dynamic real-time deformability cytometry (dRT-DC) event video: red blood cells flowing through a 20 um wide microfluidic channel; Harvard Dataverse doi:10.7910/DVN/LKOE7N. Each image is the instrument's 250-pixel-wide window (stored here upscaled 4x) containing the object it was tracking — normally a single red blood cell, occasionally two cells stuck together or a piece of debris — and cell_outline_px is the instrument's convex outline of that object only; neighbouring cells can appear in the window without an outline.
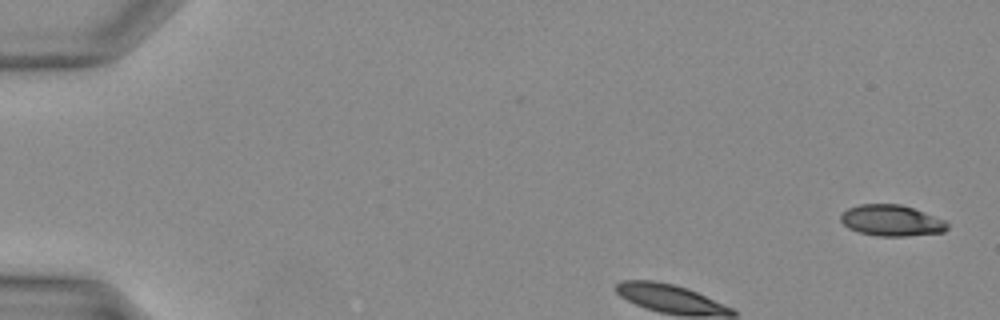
{"species": "Egyptian fruit bat (a non-hibernating species)", "species_latin": "Rousettus aegyptiacus", "temperature_condition": "warm", "stored_images_in_passage": 19, "camera_frame_rate_fps": 3000, "um_per_image_px": 0.085, "animal": {"sex": "female"}, "frame": {"image": 1, "passage_image": 1, "time_ms": 0.0, "image_size_px": [1000, 320], "cell_outline_px": [[948, 228], [944, 232], [908, 236], [880, 236], [860, 232], [848, 228], [840, 220], [840, 216], [848, 208], [860, 204], [900, 204], [924, 212], [944, 220], [948, 224]], "centroid_in_image_um": [75.78, 18.75], "position_along_channel_um": 9.2, "area_um2": 19.19}}
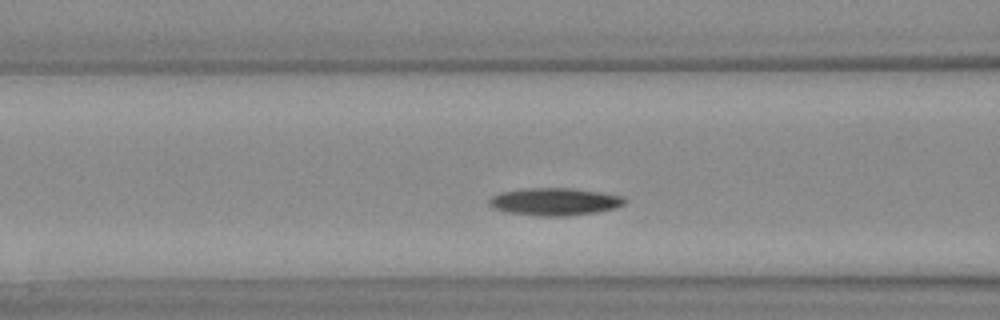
{"frame": {"image": 2, "passage_image": 11, "time_ms": 3.333, "image_size_px": [1000, 320], "cell_outline_px": [[628, 200], [624, 204], [616, 208], [596, 212], [568, 216], [536, 216], [508, 212], [496, 208], [488, 204], [488, 200], [492, 196], [504, 192], [524, 188], [568, 188], [600, 192], [624, 196]], "centroid_in_image_um": [47.19, 17.14], "position_along_channel_um": 119.4, "area_um2": 21.68}}
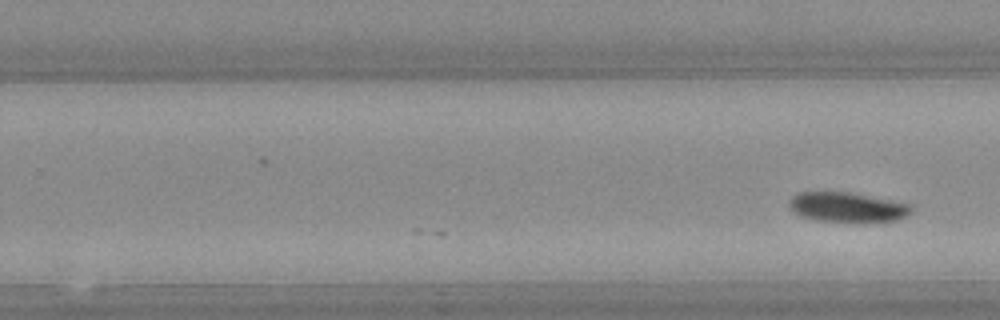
{"frame": {"image": 3, "passage_image": 19, "time_ms": 6.0, "image_size_px": [1000, 320], "cell_outline_px": [[912, 212], [908, 216], [900, 220], [864, 224], [852, 224], [816, 220], [800, 216], [788, 204], [788, 200], [792, 196], [800, 192], [848, 192], [912, 204]], "centroid_in_image_um": [72.09, 17.66], "position_along_channel_um": 257.7, "area_um2": 22.02}}